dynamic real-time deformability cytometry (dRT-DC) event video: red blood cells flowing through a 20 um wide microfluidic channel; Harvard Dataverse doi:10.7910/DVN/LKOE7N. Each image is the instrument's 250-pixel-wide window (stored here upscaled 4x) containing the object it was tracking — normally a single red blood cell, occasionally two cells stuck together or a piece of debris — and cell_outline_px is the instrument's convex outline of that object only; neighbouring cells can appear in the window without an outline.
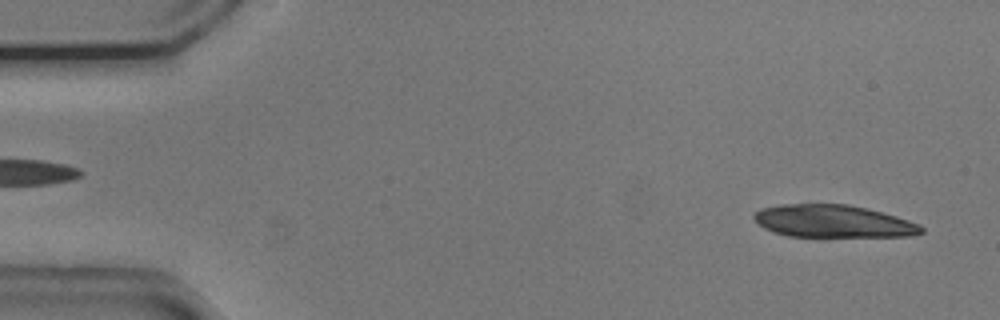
{"species": "common noctule bat (a hibernating species)", "species_latin": "Nyctalus noctula", "temperature_condition": "cold", "stored_images_in_passage": 23, "camera_frame_rate_fps": 3000, "um_per_image_px": 0.085, "animal": {"sex": "male", "body_mass_g": 20.5, "forearm_length_mm": 52.5}, "frame": {"image": 1, "passage_image": 2, "time_ms": 0.333, "image_size_px": [1000, 320], "cell_outline_px": [[924, 232], [912, 236], [788, 236], [772, 232], [764, 228], [752, 216], [760, 208], [780, 204], [848, 204], [896, 216], [920, 224], [924, 228]], "centroid_in_image_um": [70.81, 18.8], "position_along_channel_um": 14.2, "area_um2": 31.56}}